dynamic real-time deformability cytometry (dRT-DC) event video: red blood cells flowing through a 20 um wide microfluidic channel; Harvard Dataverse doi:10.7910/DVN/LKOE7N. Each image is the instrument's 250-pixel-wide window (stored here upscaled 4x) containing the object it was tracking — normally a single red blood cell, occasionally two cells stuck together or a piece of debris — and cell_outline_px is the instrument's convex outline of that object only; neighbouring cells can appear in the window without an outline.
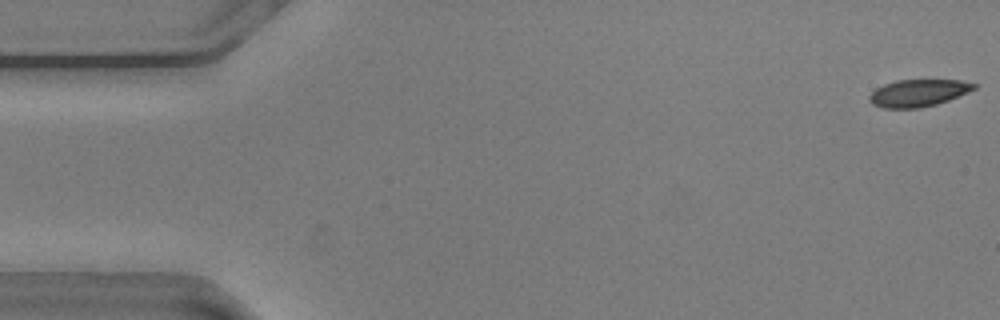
{"species": "common noctule bat (a hibernating species)", "species_latin": "Nyctalus noctula", "temperature_condition": "warm", "stored_images_in_passage": 56, "camera_frame_rate_fps": 3000, "um_per_image_px": 0.085, "animal": {"sex": "male", "body_mass_g": 20.5, "forearm_length_mm": 52.5}, "frame": {"image": 1, "passage_image": 1, "time_ms": 0.0, "image_size_px": [1000, 320], "cell_outline_px": [[976, 88], [968, 92], [948, 100], [936, 104], [920, 108], [884, 108], [872, 104], [868, 100], [868, 96], [876, 88], [884, 84], [896, 80], [960, 80], [976, 84]], "centroid_in_image_um": [78.02, 7.9], "position_along_channel_um": 7.0, "area_um2": 16.53}}
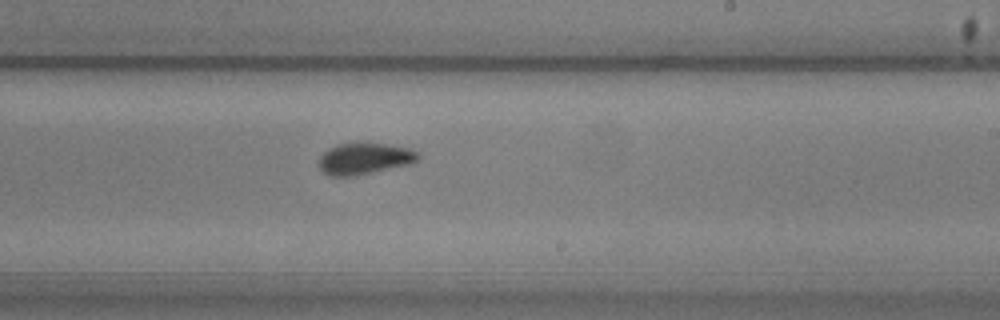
{"frame": {"image": 2, "passage_image": 33, "time_ms": 10.667, "image_size_px": [1000, 320], "cell_outline_px": [[420, 160], [412, 164], [356, 176], [328, 176], [320, 168], [320, 156], [328, 148], [336, 144], [384, 144], [408, 148], [420, 152]], "centroid_in_image_um": [31.03, 13.5], "position_along_channel_um": 258.0, "area_um2": 18.21}}
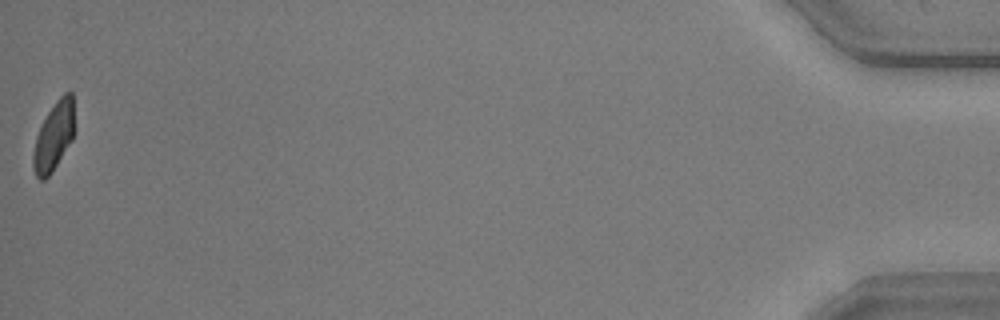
{"frame": {"image": 3, "passage_image": 56, "time_ms": 18.333, "image_size_px": [1000, 320], "cell_outline_px": [[72, 140], [52, 172], [44, 180], [40, 180], [36, 176], [32, 168], [32, 156], [36, 136], [48, 112], [56, 100], [64, 92], [72, 92]], "centroid_in_image_um": [4.53, 11.64], "position_along_channel_um": 430.7, "area_um2": 16.07}, "authors_computed_cell_mechanics": {"area_um2": 17.918, "velocity_mm_per_s": 3.5981, "shape_relaxation_time_tau1_ms": 6.5225, "shape_relaxation_time_tau2_ms": 1.6126, "deformation_change_tau1": 0.1661, "deformation_change_tau2": 0.0407}}